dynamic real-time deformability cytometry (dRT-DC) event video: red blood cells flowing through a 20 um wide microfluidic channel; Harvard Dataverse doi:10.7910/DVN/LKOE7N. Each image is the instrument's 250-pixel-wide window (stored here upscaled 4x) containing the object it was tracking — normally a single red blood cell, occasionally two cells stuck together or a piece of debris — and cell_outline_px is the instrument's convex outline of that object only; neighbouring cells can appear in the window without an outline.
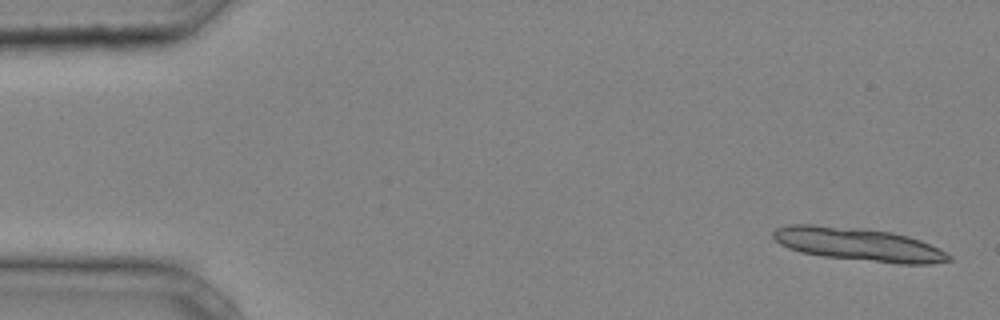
{"species": "common noctule bat (a hibernating species)", "species_latin": "Nyctalus noctula", "temperature_condition": "cold", "stored_images_in_passage": 27, "segment_of_instrument_passage": [1, 2], "camera_frame_rate_fps": 3000, "um_per_image_px": 0.085, "animal": {"sex": "male", "body_mass_g": 20.4}, "frame": {"image": 1, "passage_image": 2, "time_ms": 0.333, "image_size_px": [1000, 320], "cell_outline_px": [[952, 260], [932, 264], [900, 264], [824, 256], [800, 252], [788, 248], [780, 244], [772, 236], [772, 232], [776, 228], [788, 224], [812, 224], [864, 228], [892, 232], [908, 236], [920, 240], [940, 248], [952, 256]], "centroid_in_image_um": [72.98, 20.76], "position_along_channel_um": 12.0, "area_um2": 34.16}}